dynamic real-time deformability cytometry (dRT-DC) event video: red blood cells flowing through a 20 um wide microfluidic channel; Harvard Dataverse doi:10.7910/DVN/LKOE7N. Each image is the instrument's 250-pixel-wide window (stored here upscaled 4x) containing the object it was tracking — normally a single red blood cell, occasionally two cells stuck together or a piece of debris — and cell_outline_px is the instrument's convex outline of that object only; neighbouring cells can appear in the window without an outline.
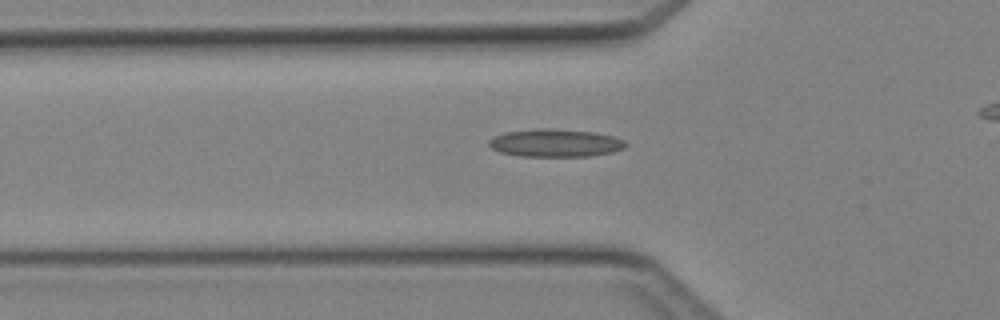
{"species": "Egyptian fruit bat (a non-hibernating species)", "species_latin": "Rousettus aegyptiacus", "temperature_condition": "cold", "stored_images_in_passage": 26, "camera_frame_rate_fps": 3000, "um_per_image_px": 0.085, "animal": {"sex": "female"}, "frame": {"image": 1, "passage_image": 2, "time_ms": 0.333, "image_size_px": [1000, 320], "cell_outline_px": [[628, 144], [624, 148], [612, 152], [588, 156], [516, 156], [500, 152], [492, 148], [488, 144], [488, 140], [492, 136], [504, 132], [536, 128], [548, 128], [592, 132], [612, 136], [624, 140]], "centroid_in_image_um": [47.15, 12.15], "position_along_channel_um": 78.7, "area_um2": 22.25}}
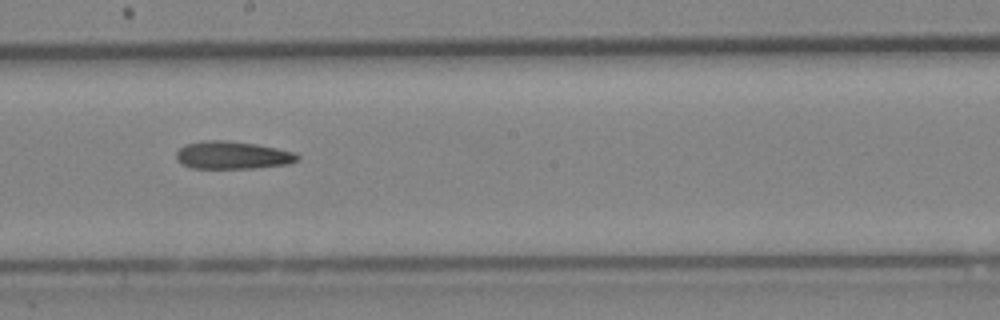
{"frame": {"image": 2, "passage_image": 12, "time_ms": 3.667, "image_size_px": [1000, 320], "cell_outline_px": [[300, 160], [288, 164], [256, 168], [192, 168], [184, 164], [176, 156], [176, 152], [184, 144], [208, 140], [224, 140], [256, 144], [296, 152], [300, 156]], "centroid_in_image_um": [19.82, 13.19], "position_along_channel_um": 228.4, "area_um2": 19.54}}
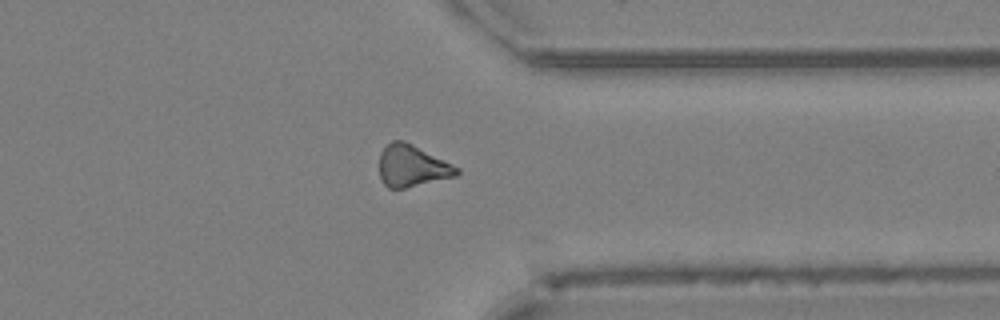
{"frame": {"image": 3, "passage_image": 22, "time_ms": 7.0, "image_size_px": [1000, 320], "cell_outline_px": [[460, 172], [456, 176], [404, 188], [388, 188], [384, 184], [380, 176], [380, 152], [392, 140], [404, 140], [460, 168]], "centroid_in_image_um": [35.02, 14.1], "position_along_channel_um": 376.4, "area_um2": 18.61}}